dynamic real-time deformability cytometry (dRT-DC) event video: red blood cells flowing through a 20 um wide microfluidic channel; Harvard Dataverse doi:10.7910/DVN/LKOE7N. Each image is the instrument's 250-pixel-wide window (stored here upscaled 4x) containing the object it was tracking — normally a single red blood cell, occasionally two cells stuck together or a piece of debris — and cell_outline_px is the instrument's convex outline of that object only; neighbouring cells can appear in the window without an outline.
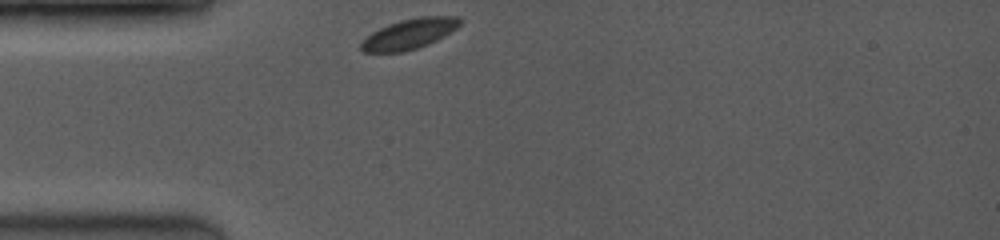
{"species": "common noctule bat (a hibernating species)", "species_latin": "Nyctalus noctula", "temperature_condition": "room temperature", "stored_images_in_passage": 13, "camera_frame_rate_fps": 3500, "um_per_image_px": 0.085, "animal": {"sex": "female", "body_mass_g": 19.0, "forearm_length_mm": 53.3}, "frame": {"image": 1, "passage_image": 1, "time_ms": 0.0, "image_size_px": [1000, 240], "cell_outline_px": [[464, 20], [456, 28], [444, 36], [428, 44], [416, 48], [400, 52], [364, 52], [360, 48], [360, 44], [372, 32], [388, 24], [400, 20], [420, 16], [456, 16]], "centroid_in_image_um": [34.82, 2.86], "position_along_channel_um": 50.2, "area_um2": 17.28}}
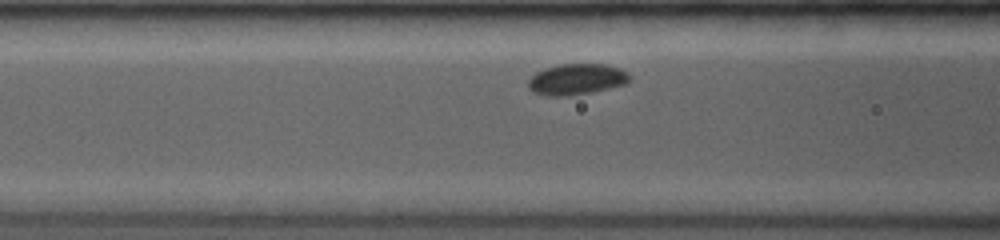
{"frame": {"image": 2, "passage_image": 6, "time_ms": 2.0, "image_size_px": [1000, 240], "cell_outline_px": [[632, 80], [628, 84], [592, 92], [568, 96], [548, 96], [532, 92], [528, 88], [528, 80], [536, 72], [544, 68], [560, 64], [608, 64], [620, 68], [628, 72], [632, 76]], "centroid_in_image_um": [49.06, 6.74], "position_along_channel_um": 117.5, "area_um2": 18.73}}
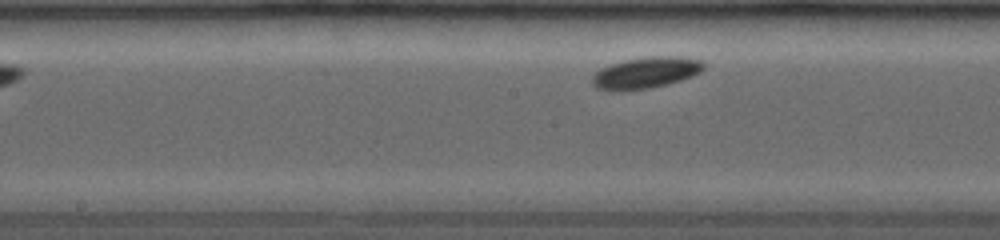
{"frame": {"image": 3, "passage_image": 13, "time_ms": 5.429, "image_size_px": [1000, 240], "cell_outline_px": [[704, 68], [700, 72], [692, 76], [680, 80], [648, 88], [624, 92], [608, 92], [596, 88], [592, 84], [592, 76], [600, 68], [608, 64], [624, 60], [652, 56], [680, 56], [700, 60], [704, 64]], "centroid_in_image_um": [54.81, 6.2], "position_along_channel_um": 193.4, "area_um2": 20.63}}